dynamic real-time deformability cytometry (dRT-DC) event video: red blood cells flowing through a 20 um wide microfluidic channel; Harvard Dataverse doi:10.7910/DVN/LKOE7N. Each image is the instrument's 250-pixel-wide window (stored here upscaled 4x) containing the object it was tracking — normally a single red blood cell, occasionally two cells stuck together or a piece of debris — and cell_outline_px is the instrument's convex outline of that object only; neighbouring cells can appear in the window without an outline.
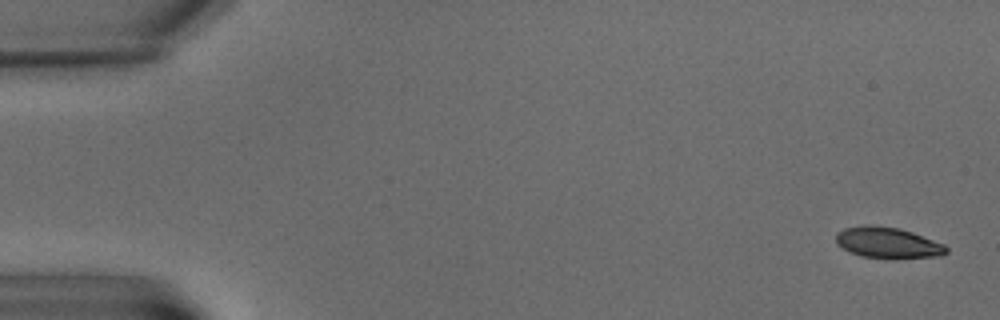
{"species": "common noctule bat (a hibernating species)", "species_latin": "Nyctalus noctula", "temperature_condition": "warm", "stored_images_in_passage": 7, "camera_frame_rate_fps": 3000, "um_per_image_px": 0.085, "animal": {"sex": "male", "body_mass_g": 15.6}, "frame": {"image": 1, "passage_image": 1, "time_ms": 0.0, "image_size_px": [1000, 320], "cell_outline_px": [[948, 252], [940, 256], [860, 256], [836, 244], [836, 232], [844, 228], [864, 224], [872, 224], [900, 228], [912, 232], [944, 244], [948, 248]], "centroid_in_image_um": [75.42, 20.57], "position_along_channel_um": 9.6, "area_um2": 19.31}}
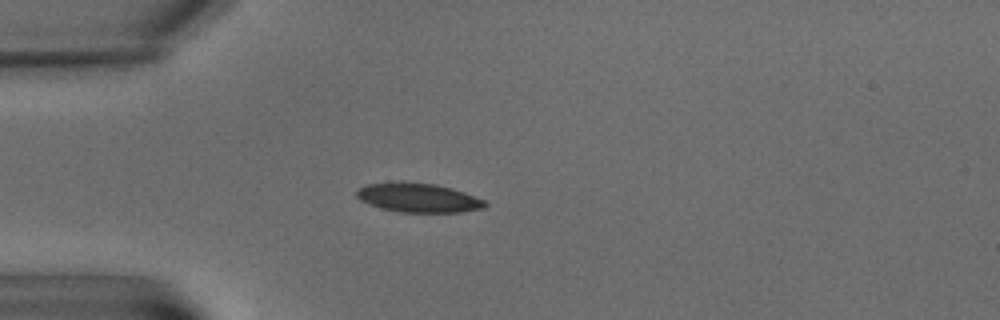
{"frame": {"image": 2, "passage_image": 6, "time_ms": 6.0, "image_size_px": [1000, 320], "cell_outline_px": [[488, 204], [484, 208], [460, 212], [400, 212], [368, 204], [360, 200], [356, 196], [356, 188], [368, 184], [404, 180], [436, 184], [452, 188], [464, 192], [484, 200]], "centroid_in_image_um": [35.53, 16.78], "position_along_channel_um": 49.5, "area_um2": 22.08}}